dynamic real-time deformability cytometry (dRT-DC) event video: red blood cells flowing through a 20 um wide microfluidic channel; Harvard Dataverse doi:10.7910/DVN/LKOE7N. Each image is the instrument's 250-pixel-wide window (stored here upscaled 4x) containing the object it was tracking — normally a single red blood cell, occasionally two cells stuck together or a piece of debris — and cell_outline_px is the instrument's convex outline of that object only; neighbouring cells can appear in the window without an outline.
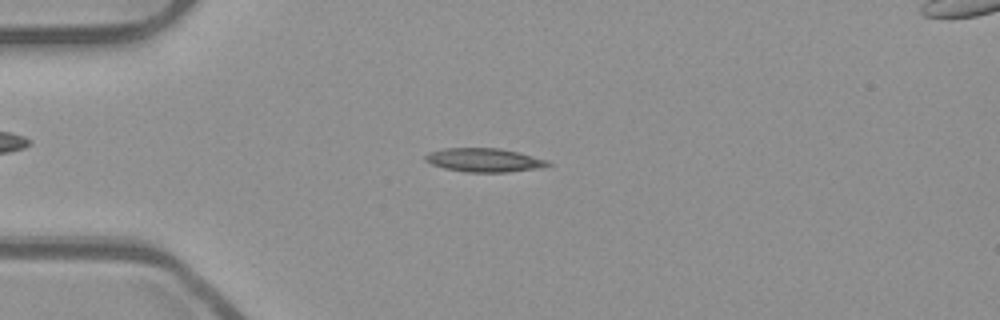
{"species": "common noctule bat (a hibernating species)", "species_latin": "Nyctalus noctula", "temperature_condition": "room temperature", "stored_images_in_passage": 43, "camera_frame_rate_fps": 3000, "um_per_image_px": 0.085, "animal": {"sex": "male", "body_mass_g": 23.1, "forearm_length_mm": 52.7}, "frame": {"image": 1, "passage_image": 4, "time_ms": 1.0, "image_size_px": [1000, 320], "cell_outline_px": [[552, 164], [540, 168], [508, 172], [464, 172], [444, 168], [432, 164], [424, 160], [424, 156], [428, 152], [444, 148], [500, 148], [548, 160]], "centroid_in_image_um": [41.12, 13.61], "position_along_channel_um": 43.9, "area_um2": 16.94}}
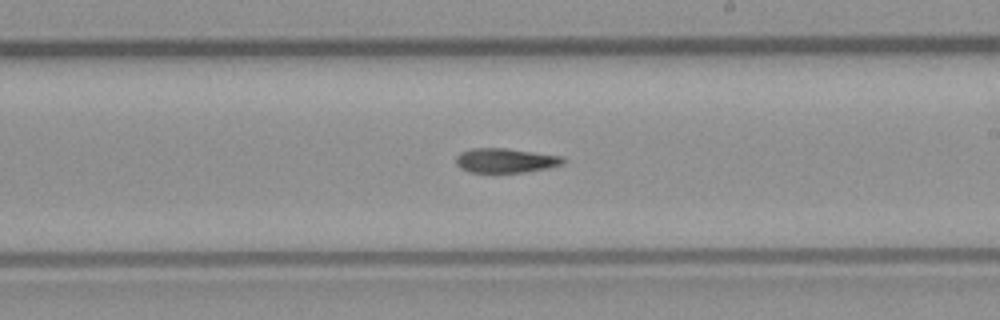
{"frame": {"image": 2, "passage_image": 21, "time_ms": 6.667, "image_size_px": [1000, 320], "cell_outline_px": [[568, 160], [564, 164], [548, 168], [524, 172], [468, 172], [460, 168], [456, 164], [456, 156], [460, 152], [472, 148], [508, 148], [564, 156]], "centroid_in_image_um": [43.01, 13.63], "position_along_channel_um": 246.0, "area_um2": 15.55}}
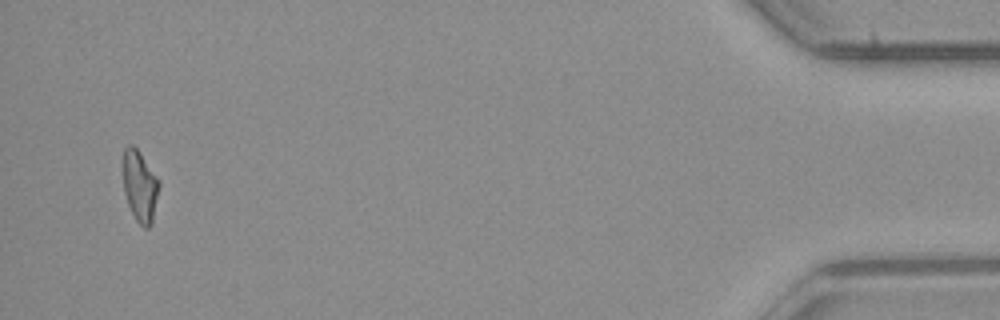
{"frame": {"image": 3, "passage_image": 41, "time_ms": 13.333, "image_size_px": [1000, 320], "cell_outline_px": [[160, 184], [152, 224], [148, 228], [144, 228], [136, 220], [128, 204], [124, 192], [120, 164], [124, 148], [128, 144], [132, 144], [140, 152], [160, 180]], "centroid_in_image_um": [11.86, 15.76], "position_along_channel_um": 423.3, "area_um2": 15.55}}